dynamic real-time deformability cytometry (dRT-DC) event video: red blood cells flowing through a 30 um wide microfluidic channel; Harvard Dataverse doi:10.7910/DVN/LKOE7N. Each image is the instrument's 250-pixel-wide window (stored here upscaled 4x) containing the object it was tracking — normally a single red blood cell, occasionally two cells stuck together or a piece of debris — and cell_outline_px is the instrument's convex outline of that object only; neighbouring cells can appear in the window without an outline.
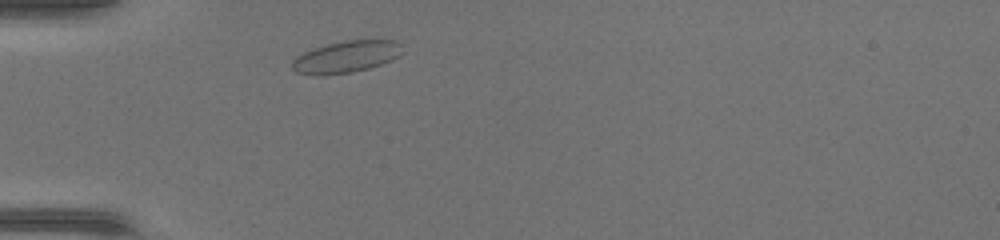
{"species": "common noctule bat (a hibernating species)", "species_latin": "Nyctalus noctula", "temperature_condition": "warm", "stored_images_in_passage": 28, "camera_frame_rate_fps": 3000, "um_per_image_px": 0.085, "animal": {"sex": "female", "body_mass_g": 17.0, "forearm_length_mm": 48.0}, "frame": {"image": 1, "passage_image": 3, "time_ms": 0.667, "image_size_px": [1000, 240], "cell_outline_px": [[404, 52], [400, 56], [392, 60], [368, 68], [352, 72], [324, 76], [296, 72], [292, 68], [292, 60], [296, 56], [312, 48], [344, 40], [396, 40], [400, 44]], "centroid_in_image_um": [29.43, 4.83], "position_along_channel_um": 55.6, "area_um2": 20.58}}
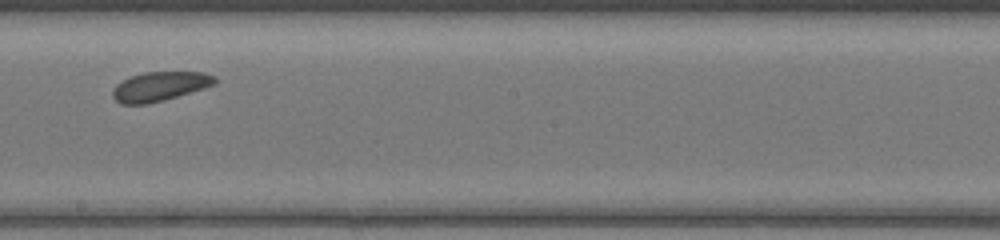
{"frame": {"image": 2, "passage_image": 16, "time_ms": 5.0, "image_size_px": [1000, 240], "cell_outline_px": [[216, 84], [204, 88], [164, 100], [148, 104], [120, 104], [112, 96], [112, 92], [116, 84], [132, 76], [144, 72], [204, 72], [216, 76]], "centroid_in_image_um": [13.59, 7.34], "position_along_channel_um": 234.6, "area_um2": 17.4}}
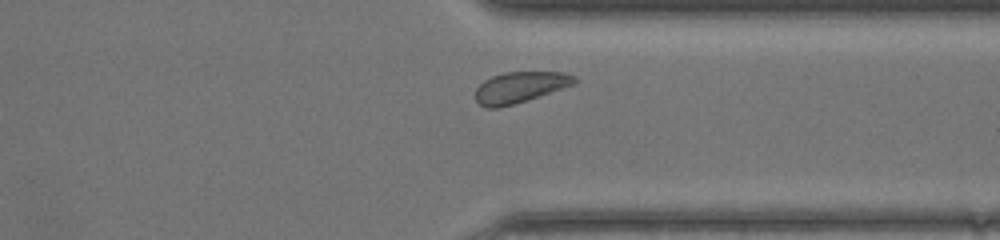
{"frame": {"image": 3, "passage_image": 25, "time_ms": 8.0, "image_size_px": [1000, 240], "cell_outline_px": [[580, 80], [576, 84], [528, 100], [496, 108], [488, 108], [480, 104], [476, 100], [476, 88], [484, 80], [492, 76], [504, 72], [564, 72], [576, 76]], "centroid_in_image_um": [44.25, 7.4], "position_along_channel_um": 367.1, "area_um2": 17.98}}